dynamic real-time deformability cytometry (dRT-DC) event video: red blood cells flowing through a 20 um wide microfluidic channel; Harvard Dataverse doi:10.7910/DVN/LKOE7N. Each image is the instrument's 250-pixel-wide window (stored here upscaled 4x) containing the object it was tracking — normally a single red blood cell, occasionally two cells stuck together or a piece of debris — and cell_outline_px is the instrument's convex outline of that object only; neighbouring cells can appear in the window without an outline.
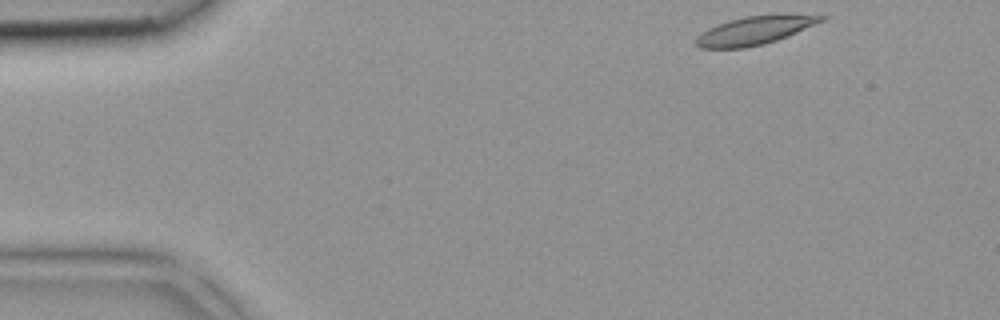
{"species": "common noctule bat (a hibernating species)", "species_latin": "Nyctalus noctula", "temperature_condition": "room temperature", "stored_images_in_passage": 7, "camera_frame_rate_fps": 3000, "um_per_image_px": 0.085, "animal": {"sex": "female", "body_mass_g": 18.4}, "frame": {"image": 1, "passage_image": 1, "time_ms": 0.0, "image_size_px": [1000, 320], "cell_outline_px": [[828, 16], [824, 20], [796, 32], [776, 40], [764, 44], [744, 48], [700, 48], [696, 44], [696, 36], [708, 28], [728, 20], [744, 16]], "centroid_in_image_um": [64.02, 2.62], "position_along_channel_um": 21.0, "area_um2": 19.83}}